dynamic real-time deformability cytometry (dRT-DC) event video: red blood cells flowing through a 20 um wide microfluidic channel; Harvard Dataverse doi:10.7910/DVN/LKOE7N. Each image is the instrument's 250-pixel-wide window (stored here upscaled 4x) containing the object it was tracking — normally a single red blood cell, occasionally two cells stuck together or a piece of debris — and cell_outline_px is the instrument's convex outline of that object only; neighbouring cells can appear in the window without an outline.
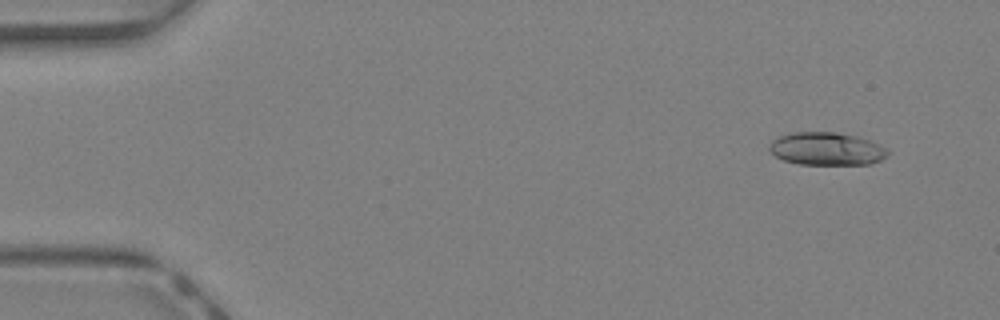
{"species": "Egyptian fruit bat (a non-hibernating species)", "species_latin": "Rousettus aegyptiacus", "temperature_condition": "warm", "stored_images_in_passage": 43, "camera_frame_rate_fps": 3000, "um_per_image_px": 0.085, "animal": {"sex": "female"}, "frame": {"image": 1, "passage_image": 3, "time_ms": 0.667, "image_size_px": [1000, 320], "cell_outline_px": [[888, 156], [880, 160], [868, 164], [800, 164], [784, 160], [776, 156], [768, 148], [772, 140], [780, 136], [792, 132], [836, 132], [856, 136], [868, 140], [884, 148], [888, 152]], "centroid_in_image_um": [70.23, 12.64], "position_along_channel_um": 14.8, "area_um2": 22.37}}
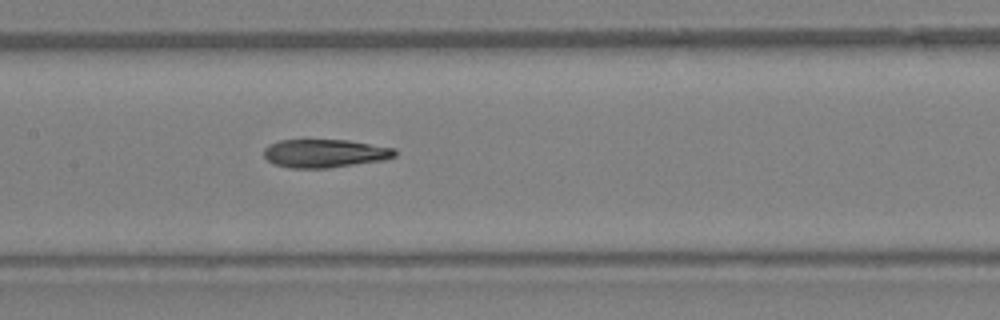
{"frame": {"image": 2, "passage_image": 21, "time_ms": 6.667, "image_size_px": [1000, 320], "cell_outline_px": [[396, 156], [384, 160], [328, 168], [288, 168], [272, 164], [264, 156], [264, 148], [268, 144], [280, 140], [348, 140], [396, 148]], "centroid_in_image_um": [27.6, 13.04], "position_along_channel_um": 179.8, "area_um2": 21.79}}
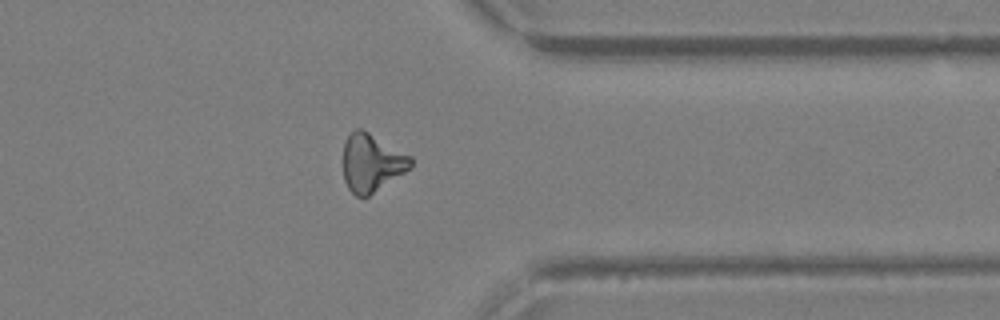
{"frame": {"image": 3, "passage_image": 34, "time_ms": 11.0, "image_size_px": [1000, 320], "cell_outline_px": [[412, 168], [368, 196], [356, 196], [348, 188], [344, 180], [344, 140], [356, 128], [360, 128], [368, 132], [412, 156]], "centroid_in_image_um": [31.6, 13.84], "position_along_channel_um": 379.8, "area_um2": 22.66}, "authors_computed_cell_mechanics": {"area_um2": 22.4264, "velocity_mm_per_s": 4.7777, "shape_relaxation_time_tau1_ms": 5.2602, "shape_relaxation_time_tau2_ms": 2.9241, "deformation_change_tau1": 0.1998, "deformation_change_tau2": 0.1432}}